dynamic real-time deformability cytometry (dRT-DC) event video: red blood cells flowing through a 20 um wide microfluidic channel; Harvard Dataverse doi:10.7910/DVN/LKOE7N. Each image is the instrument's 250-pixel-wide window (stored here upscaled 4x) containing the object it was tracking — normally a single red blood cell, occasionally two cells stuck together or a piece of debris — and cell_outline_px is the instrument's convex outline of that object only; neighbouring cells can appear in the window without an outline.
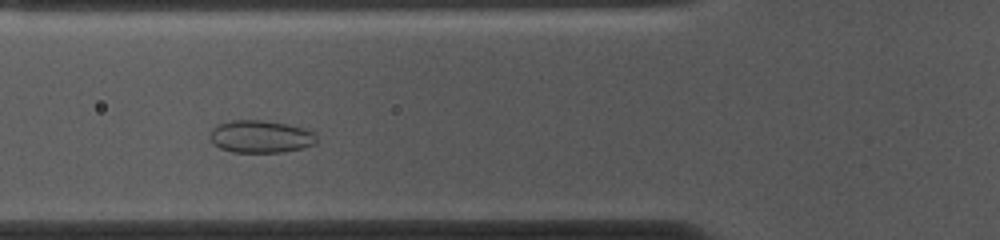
{"species": "common noctule bat (a hibernating species)", "species_latin": "Nyctalus noctula", "temperature_condition": "cold", "stored_images_in_passage": 37, "camera_frame_rate_fps": 3000, "um_per_image_px": 0.085, "animal": {"sex": "female", "body_mass_g": 10.0, "forearm_length_mm": 53.1}, "frame": {"image": 1, "passage_image": 12, "time_ms": 3.667, "image_size_px": [1000, 240], "cell_outline_px": [[316, 144], [284, 152], [232, 152], [220, 148], [212, 144], [208, 136], [212, 128], [216, 124], [232, 120], [264, 120], [288, 124], [304, 128], [312, 132], [316, 136]], "centroid_in_image_um": [22.1, 11.6], "position_along_channel_um": 103.7, "area_um2": 20.4}}
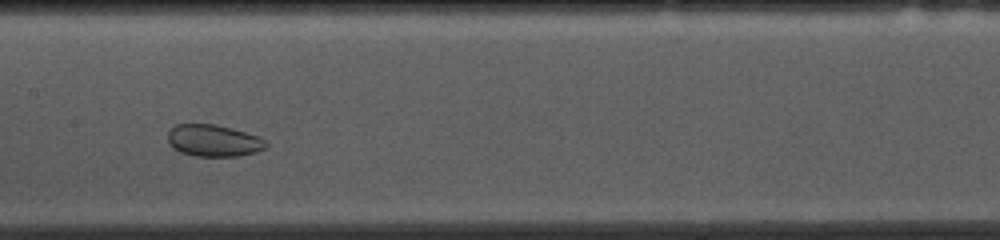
{"frame": {"image": 2, "passage_image": 19, "time_ms": 6.0, "image_size_px": [1000, 240], "cell_outline_px": [[268, 148], [256, 152], [240, 156], [196, 156], [180, 152], [172, 148], [168, 144], [168, 132], [176, 124], [216, 124], [232, 128], [260, 136], [268, 144]], "centroid_in_image_um": [18.17, 11.95], "position_along_channel_um": 189.2, "area_um2": 18.5}}
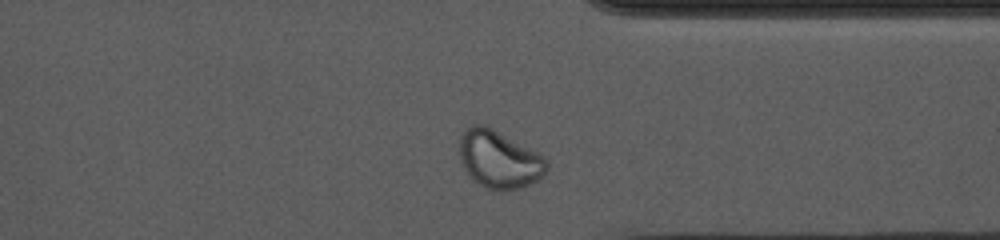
{"frame": {"image": 3, "passage_image": 34, "time_ms": 11.0, "image_size_px": [1000, 240], "cell_outline_px": [[548, 168], [536, 180], [524, 188], [484, 188], [472, 180], [464, 168], [460, 156], [460, 132], [464, 128], [472, 124], [484, 124], [492, 128], [544, 156], [548, 160]], "centroid_in_image_um": [42.39, 13.51], "position_along_channel_um": 369.0, "area_um2": 29.07}}